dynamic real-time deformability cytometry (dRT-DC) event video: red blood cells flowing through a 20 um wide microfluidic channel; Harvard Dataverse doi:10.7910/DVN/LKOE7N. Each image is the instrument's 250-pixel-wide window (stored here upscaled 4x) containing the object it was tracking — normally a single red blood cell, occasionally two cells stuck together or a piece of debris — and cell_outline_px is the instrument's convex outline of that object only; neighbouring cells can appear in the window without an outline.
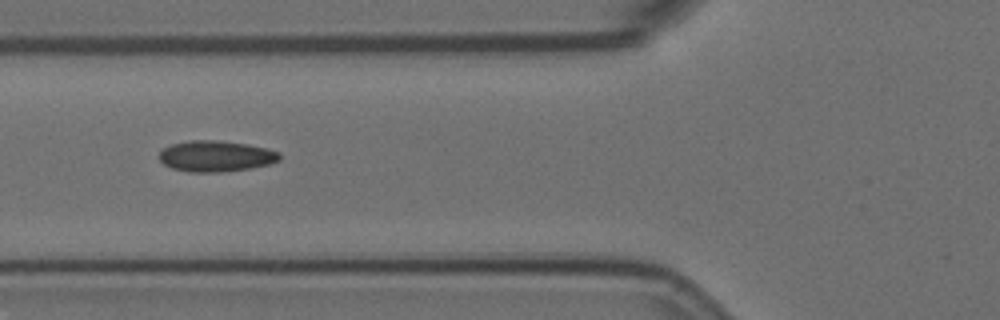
{"species": "Egyptian fruit bat (a non-hibernating species)", "species_latin": "Rousettus aegyptiacus", "temperature_condition": "room temperature", "stored_images_in_passage": 6, "camera_frame_rate_fps": 3000, "um_per_image_px": 0.085, "animal": {"sex": "female"}, "frame": {"image": 1, "passage_image": 5, "time_ms": 1.333, "image_size_px": [1000, 320], "cell_outline_px": [[280, 160], [268, 164], [248, 168], [220, 172], [188, 172], [172, 168], [164, 164], [160, 160], [160, 152], [164, 148], [172, 144], [192, 140], [216, 140], [248, 144], [268, 148], [280, 152]], "centroid_in_image_um": [18.36, 13.27], "position_along_channel_um": 107.4, "area_um2": 21.62}}
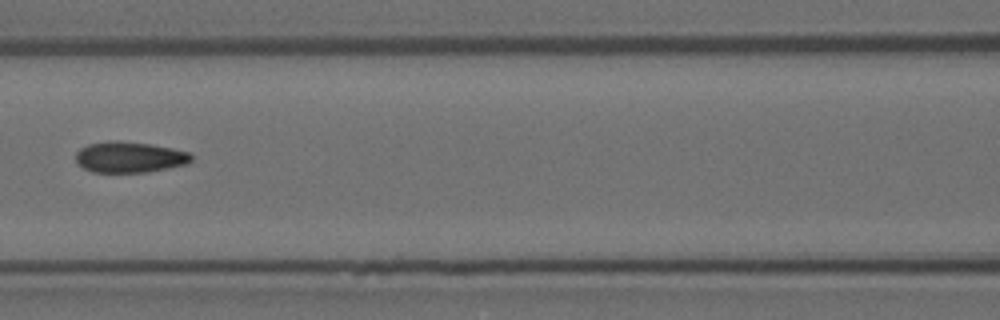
{"frame": {"image": 2, "passage_image": 6, "time_ms": 1.667, "image_size_px": [1000, 320], "cell_outline_px": [[192, 160], [188, 164], [148, 172], [92, 172], [76, 164], [76, 152], [80, 148], [88, 144], [148, 144], [172, 148], [188, 152], [192, 156]], "centroid_in_image_um": [11.04, 13.42], "position_along_channel_um": 155.6, "area_um2": 19.94}}